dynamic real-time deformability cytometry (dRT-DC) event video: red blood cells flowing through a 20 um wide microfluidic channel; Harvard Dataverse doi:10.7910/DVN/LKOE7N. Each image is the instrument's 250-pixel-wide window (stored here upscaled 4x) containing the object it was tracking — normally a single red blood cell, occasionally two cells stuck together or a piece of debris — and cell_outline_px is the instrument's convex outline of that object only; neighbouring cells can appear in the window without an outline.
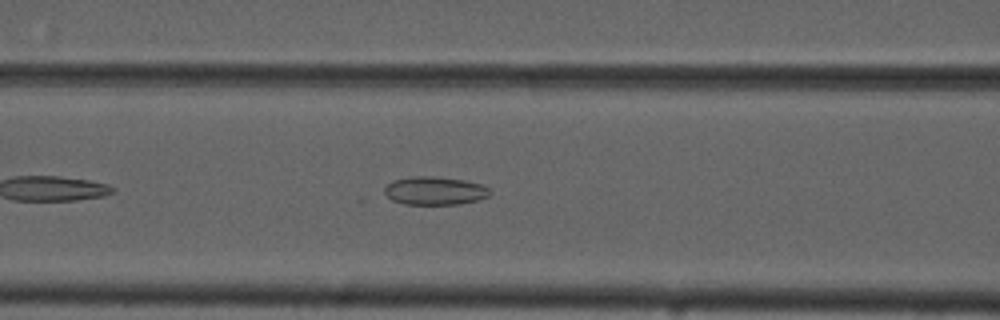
{"species": "common noctule bat (a hibernating species)", "species_latin": "Nyctalus noctula", "temperature_condition": "cold", "stored_images_in_passage": 34, "camera_frame_rate_fps": 3000, "um_per_image_px": 0.085, "animal": {"sex": "male", "forearm_length_mm": 52.5}, "frame": {"image": 1, "passage_image": 9, "time_ms": 2.667, "image_size_px": [1000, 320], "cell_outline_px": [[492, 192], [488, 196], [476, 200], [460, 204], [404, 204], [392, 200], [384, 192], [384, 188], [392, 180], [412, 176], [432, 176], [464, 180], [480, 184], [488, 188]], "centroid_in_image_um": [36.94, 16.21], "position_along_channel_um": 129.7, "area_um2": 17.28}}
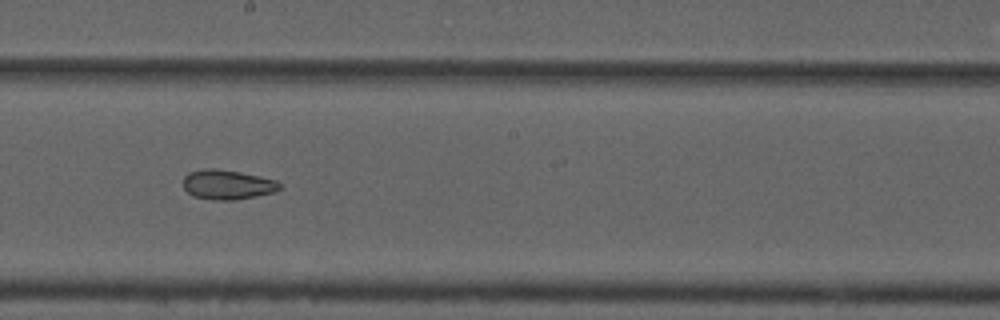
{"frame": {"image": 2, "passage_image": 17, "time_ms": 5.333, "image_size_px": [1000, 320], "cell_outline_px": [[280, 188], [276, 192], [236, 200], [212, 200], [192, 196], [184, 188], [184, 176], [188, 172], [204, 168], [212, 168], [240, 172], [276, 180], [280, 184]], "centroid_in_image_um": [19.31, 15.7], "position_along_channel_um": 228.9, "area_um2": 16.7}}
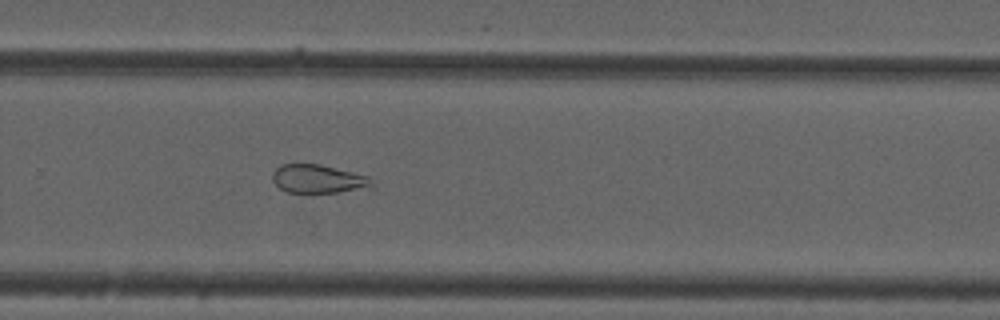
{"frame": {"image": 3, "passage_image": 23, "time_ms": 7.333, "image_size_px": [1000, 320], "cell_outline_px": [[376, 188], [304, 196], [284, 192], [272, 180], [272, 176], [276, 168], [280, 164], [320, 164], [368, 176]], "centroid_in_image_um": [27.04, 15.27], "position_along_channel_um": 302.8, "area_um2": 17.4}, "authors_computed_cell_mechanics": {"area_um2": 17.3689, "velocity_mm_per_s": 3.7254, "shape_relaxation_time_tau1_ms": null, "shape_relaxation_time_tau2_ms": 4.3367, "deformation_change_tau1": null, "deformation_change_tau2": 0.1125}}